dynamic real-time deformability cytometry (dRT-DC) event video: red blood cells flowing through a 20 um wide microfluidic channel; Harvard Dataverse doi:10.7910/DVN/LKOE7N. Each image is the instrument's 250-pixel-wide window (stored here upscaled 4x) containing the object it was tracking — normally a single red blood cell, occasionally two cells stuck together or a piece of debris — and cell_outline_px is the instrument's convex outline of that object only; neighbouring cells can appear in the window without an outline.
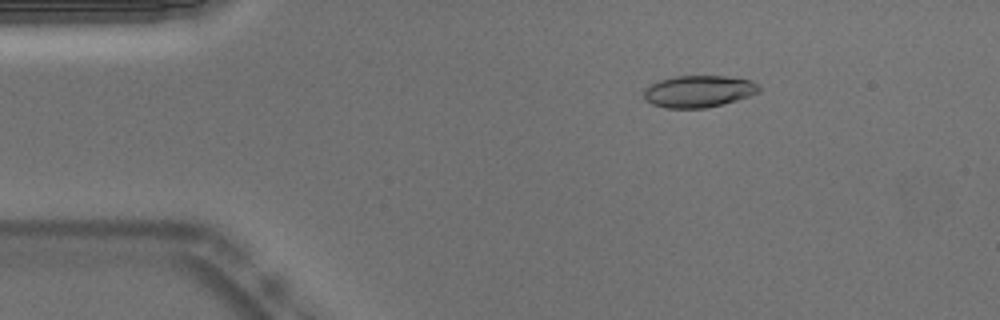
{"species": "Egyptian fruit bat (a non-hibernating species)", "species_latin": "Rousettus aegyptiacus", "temperature_condition": "warm", "stored_images_in_passage": 47, "camera_frame_rate_fps": 3000, "um_per_image_px": 0.085, "animal": {"sex": "male"}, "frame": {"image": 1, "passage_image": 3, "time_ms": 0.667, "image_size_px": [1000, 320], "cell_outline_px": [[760, 92], [736, 100], [704, 108], [664, 108], [652, 104], [644, 100], [644, 88], [660, 80], [676, 76], [724, 76], [752, 80], [760, 88]], "centroid_in_image_um": [59.35, 7.76], "position_along_channel_um": 25.6, "area_um2": 21.27}}
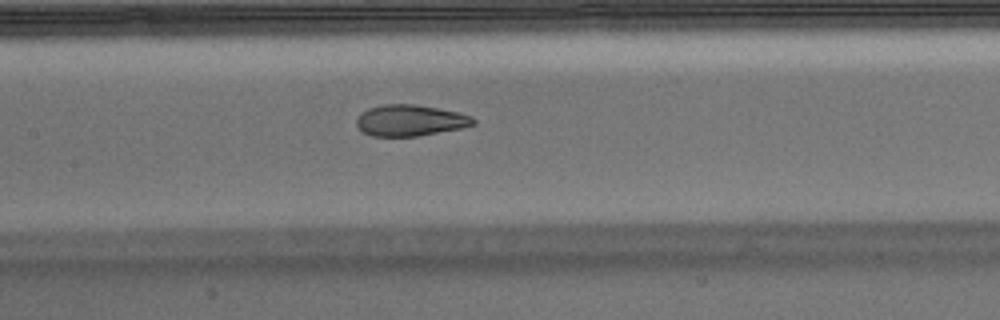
{"frame": {"image": 2, "passage_image": 19, "time_ms": 6.0, "image_size_px": [1000, 320], "cell_outline_px": [[476, 124], [464, 128], [416, 136], [372, 136], [364, 132], [356, 124], [356, 120], [360, 112], [368, 108], [384, 104], [416, 104], [460, 112], [472, 116], [476, 120]], "centroid_in_image_um": [34.9, 10.22], "position_along_channel_um": 172.5, "area_um2": 21.44}}
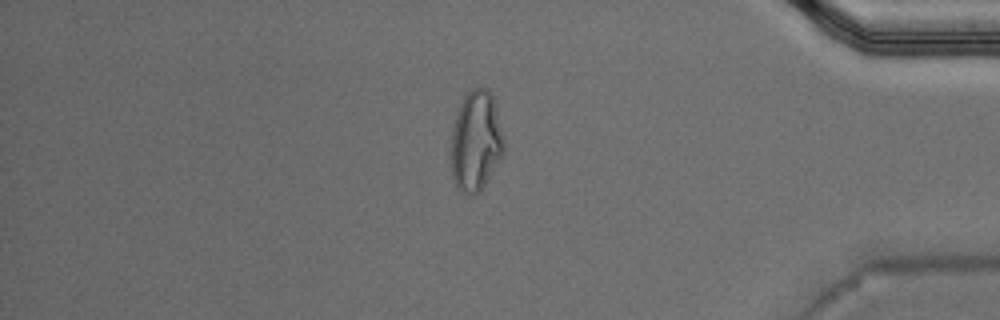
{"frame": {"image": 3, "passage_image": 39, "time_ms": 12.667, "image_size_px": [1000, 320], "cell_outline_px": [[504, 152], [480, 192], [472, 196], [468, 196], [456, 188], [452, 176], [452, 132], [456, 116], [464, 92], [472, 88], [488, 88], [496, 104], [504, 140]], "centroid_in_image_um": [40.46, 11.99], "position_along_channel_um": 394.7, "area_um2": 31.04}, "authors_computed_cell_mechanics": {"area_um2": 22.0218, "velocity_mm_per_s": 3.8208, "shape_relaxation_time_tau1_ms": null, "shape_relaxation_time_tau2_ms": 1.3868, "deformation_change_tau1": null, "deformation_change_tau2": 0.0718}}